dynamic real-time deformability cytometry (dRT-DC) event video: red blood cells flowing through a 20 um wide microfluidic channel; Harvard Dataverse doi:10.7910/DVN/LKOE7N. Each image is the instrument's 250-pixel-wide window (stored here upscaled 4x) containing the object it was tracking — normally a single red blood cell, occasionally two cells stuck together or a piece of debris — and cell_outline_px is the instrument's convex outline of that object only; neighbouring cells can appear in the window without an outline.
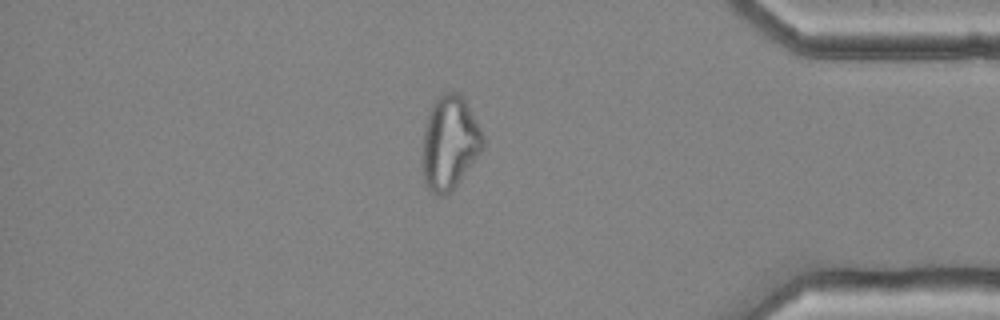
{"species": "common noctule bat (a hibernating species)", "species_latin": "Nyctalus noctula", "temperature_condition": "cold", "stored_images_in_passage": 56, "camera_frame_rate_fps": 3000, "um_per_image_px": 0.085, "animal": {"sex": "female", "body_mass_g": 25.1}, "frame": {"image": 1, "passage_image": 48, "time_ms": 15.667, "image_size_px": [1000, 320], "cell_outline_px": [[484, 148], [460, 180], [444, 196], [436, 196], [428, 192], [424, 184], [424, 128], [428, 116], [436, 100], [440, 96], [448, 92], [456, 92], [464, 100], [480, 128], [484, 136]], "centroid_in_image_um": [38.23, 12.19], "position_along_channel_um": 397.0, "area_um2": 32.25}}